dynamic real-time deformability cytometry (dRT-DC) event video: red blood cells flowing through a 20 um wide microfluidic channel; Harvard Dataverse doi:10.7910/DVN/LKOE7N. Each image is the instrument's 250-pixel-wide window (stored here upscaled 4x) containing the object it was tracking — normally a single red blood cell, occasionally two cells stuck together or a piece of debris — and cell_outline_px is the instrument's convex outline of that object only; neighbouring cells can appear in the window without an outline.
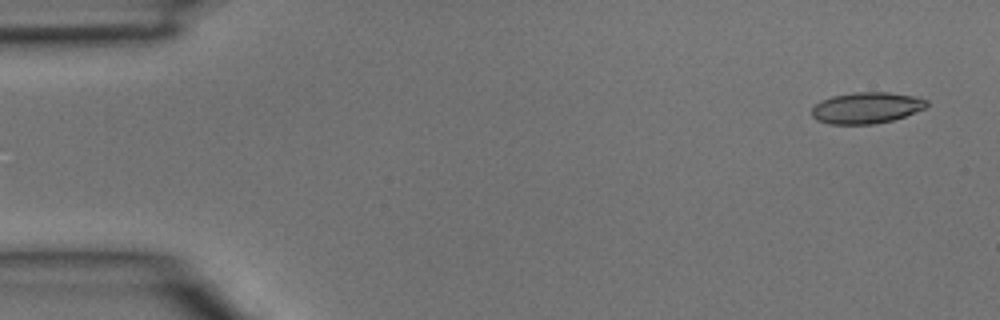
{"species": "common noctule bat (a hibernating species)", "species_latin": "Nyctalus noctula", "temperature_condition": "room temperature", "stored_images_in_passage": 5, "camera_frame_rate_fps": 3000, "um_per_image_px": 0.085, "animal": {"sex": "male", "body_mass_g": 15.6}, "frame": {"image": 1, "passage_image": 1, "time_ms": 0.0, "image_size_px": [1000, 320], "cell_outline_px": [[928, 104], [924, 108], [904, 116], [892, 120], [876, 124], [832, 124], [816, 120], [812, 116], [812, 108], [820, 100], [832, 96], [852, 92], [888, 92], [916, 96], [928, 100]], "centroid_in_image_um": [73.64, 9.16], "position_along_channel_um": 11.4, "area_um2": 20.98}}
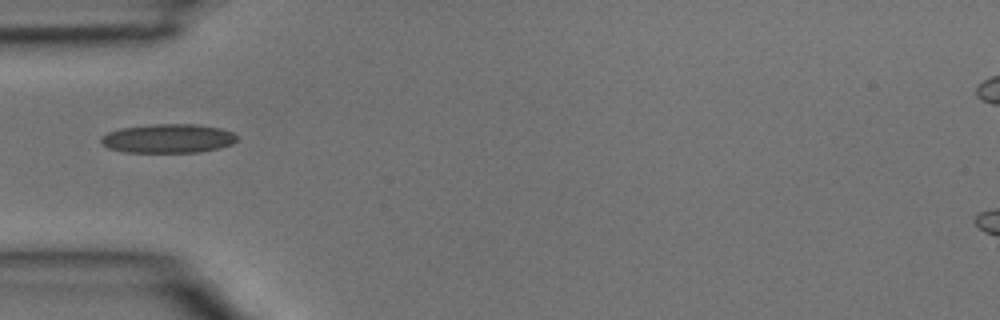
{"frame": {"image": 2, "passage_image": 4, "time_ms": 1.0, "image_size_px": [1000, 320], "cell_outline_px": [[236, 140], [232, 144], [220, 148], [200, 152], [124, 152], [108, 148], [100, 140], [100, 136], [108, 132], [120, 128], [152, 124], [192, 124], [220, 128], [232, 132], [236, 136]], "centroid_in_image_um": [14.26, 11.77], "position_along_channel_um": 70.7, "area_um2": 22.95}}